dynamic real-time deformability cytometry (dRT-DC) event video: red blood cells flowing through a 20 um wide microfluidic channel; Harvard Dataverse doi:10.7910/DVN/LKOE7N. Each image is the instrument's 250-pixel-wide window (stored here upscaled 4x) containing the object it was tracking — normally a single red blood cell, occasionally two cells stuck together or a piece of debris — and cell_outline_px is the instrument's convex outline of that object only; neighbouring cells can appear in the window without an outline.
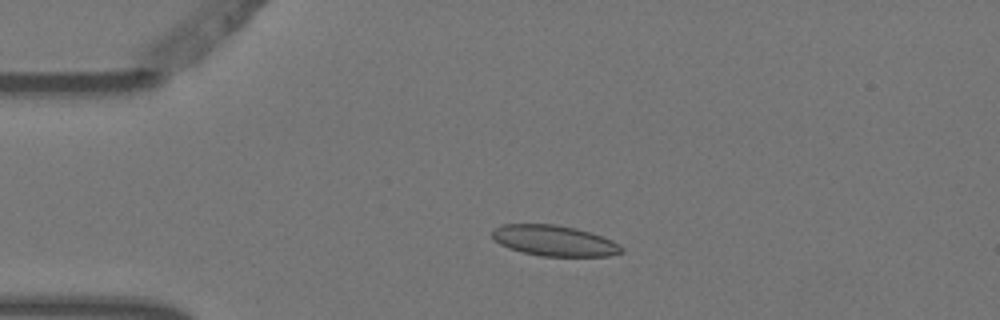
{"species": "Egyptian fruit bat (a non-hibernating species)", "species_latin": "Rousettus aegyptiacus", "temperature_condition": "warm", "stored_images_in_passage": 5, "camera_frame_rate_fps": 3000, "um_per_image_px": 0.085, "animal": {"sex": "female"}, "frame": {"image": 1, "passage_image": 4, "time_ms": 1.0, "image_size_px": [1000, 320], "cell_outline_px": [[624, 252], [608, 256], [540, 256], [520, 252], [508, 248], [500, 244], [492, 236], [492, 228], [504, 224], [556, 224], [576, 228], [612, 240], [620, 244], [624, 248]], "centroid_in_image_um": [47.1, 20.46], "position_along_channel_um": 37.9, "area_um2": 23.24}}